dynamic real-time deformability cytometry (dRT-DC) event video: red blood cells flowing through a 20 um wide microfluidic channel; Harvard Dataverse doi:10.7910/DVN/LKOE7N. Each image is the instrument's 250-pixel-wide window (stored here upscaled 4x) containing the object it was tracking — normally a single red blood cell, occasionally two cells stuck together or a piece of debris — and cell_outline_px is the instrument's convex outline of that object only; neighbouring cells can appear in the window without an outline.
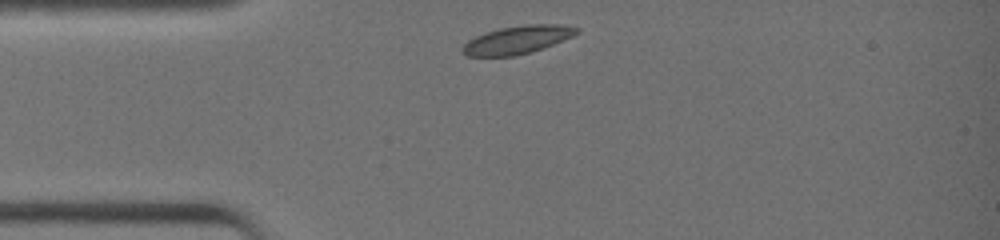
{"species": "common noctule bat (a hibernating species)", "species_latin": "Nyctalus noctula", "temperature_condition": "warm", "stored_images_in_passage": 27, "camera_frame_rate_fps": 3000, "um_per_image_px": 0.085, "animal": {"sex": "female", "body_mass_g": 19.0, "forearm_length_mm": 51.5}, "frame": {"image": 1, "passage_image": 1, "time_ms": 0.0, "image_size_px": [1000, 240], "cell_outline_px": [[580, 32], [564, 40], [528, 52], [512, 56], [464, 56], [460, 52], [460, 48], [468, 40], [484, 32], [500, 28], [524, 24], [560, 24], [580, 28]], "centroid_in_image_um": [43.93, 3.37], "position_along_channel_um": 41.1, "area_um2": 18.67}}
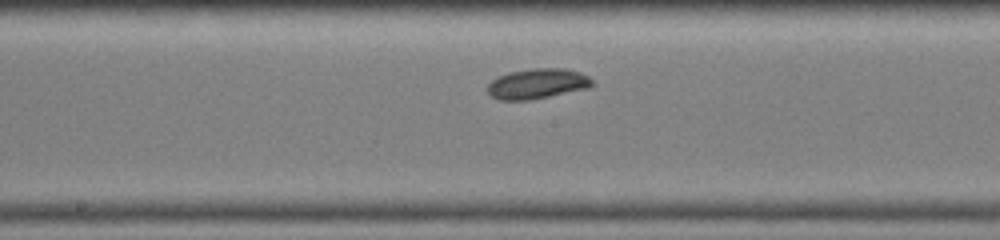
{"frame": {"image": 2, "passage_image": 13, "time_ms": 4.0, "image_size_px": [1000, 240], "cell_outline_px": [[596, 84], [588, 88], [532, 100], [496, 100], [488, 92], [488, 84], [492, 80], [508, 72], [532, 68], [564, 68], [580, 72], [588, 76]], "centroid_in_image_um": [45.69, 7.12], "position_along_channel_um": 202.5, "area_um2": 18.55}}
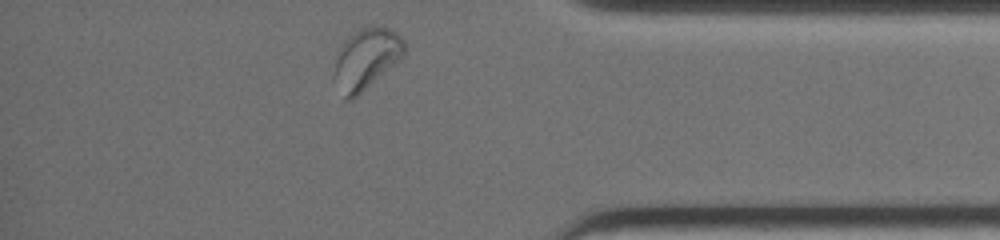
{"frame": {"image": 3, "passage_image": 27, "time_ms": 8.667, "image_size_px": [1000, 240], "cell_outline_px": [[404, 56], [356, 96], [348, 100], [344, 100], [332, 76], [340, 44], [360, 28], [372, 24], [376, 24], [388, 28], [396, 32], [404, 40]], "centroid_in_image_um": [31.11, 4.97], "position_along_channel_um": 404.1, "area_um2": 24.85}, "authors_computed_cell_mechanics": {"area_um2": 18.5538, "velocity_mm_per_s": 4.5408, "shape_relaxation_time_tau1_ms": 5.2746, "shape_relaxation_time_tau2_ms": null, "deformation_change_tau1": 0.1076, "deformation_change_tau2": null}}